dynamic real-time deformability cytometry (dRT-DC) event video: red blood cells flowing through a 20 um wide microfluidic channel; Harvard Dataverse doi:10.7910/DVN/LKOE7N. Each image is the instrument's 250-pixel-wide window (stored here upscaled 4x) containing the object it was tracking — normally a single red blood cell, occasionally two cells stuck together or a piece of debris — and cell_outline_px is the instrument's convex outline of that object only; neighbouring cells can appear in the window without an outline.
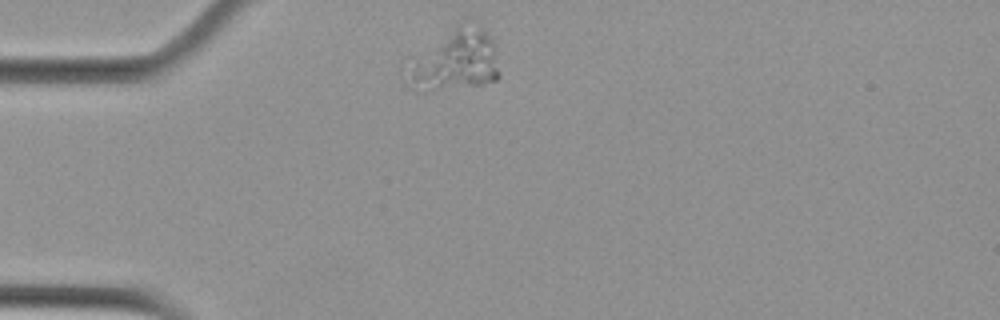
{"species": "Egyptian fruit bat (a non-hibernating species)", "species_latin": "Rousettus aegyptiacus", "temperature_condition": "cold", "stored_images_in_passage": 9, "camera_frame_rate_fps": 3000, "um_per_image_px": 0.085, "animal": {"sex": "female"}, "frame": {"image": 1, "passage_image": 1, "time_ms": 0.0, "image_size_px": [1000, 320], "cell_outline_px": [[500, 76], [496, 80], [480, 84], [424, 92], [416, 92], [408, 88], [412, 68], [460, 20], [484, 32], [492, 40], [500, 72]], "centroid_in_image_um": [38.82, 5.22], "position_along_channel_um": 46.2, "area_um2": 30.52}}
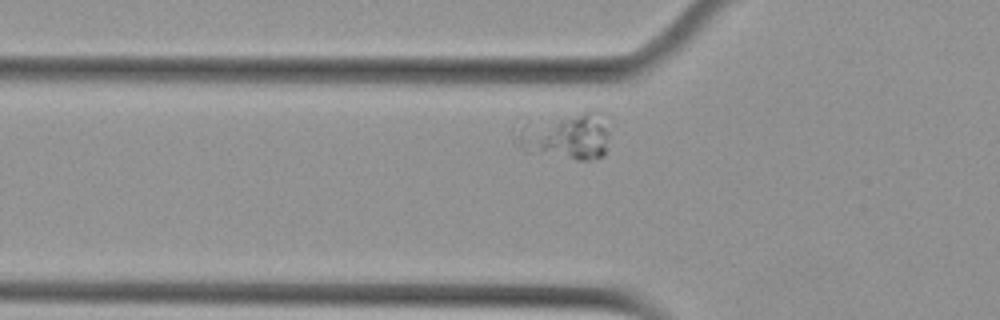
{"frame": {"image": 2, "passage_image": 6, "time_ms": 1.667, "image_size_px": [1000, 320], "cell_outline_px": [[604, 156], [588, 160], [576, 160], [524, 152], [512, 140], [524, 124], [592, 108], [600, 108], [604, 128]], "centroid_in_image_um": [48.04, 11.56], "position_along_channel_um": 77.8, "area_um2": 25.32}}